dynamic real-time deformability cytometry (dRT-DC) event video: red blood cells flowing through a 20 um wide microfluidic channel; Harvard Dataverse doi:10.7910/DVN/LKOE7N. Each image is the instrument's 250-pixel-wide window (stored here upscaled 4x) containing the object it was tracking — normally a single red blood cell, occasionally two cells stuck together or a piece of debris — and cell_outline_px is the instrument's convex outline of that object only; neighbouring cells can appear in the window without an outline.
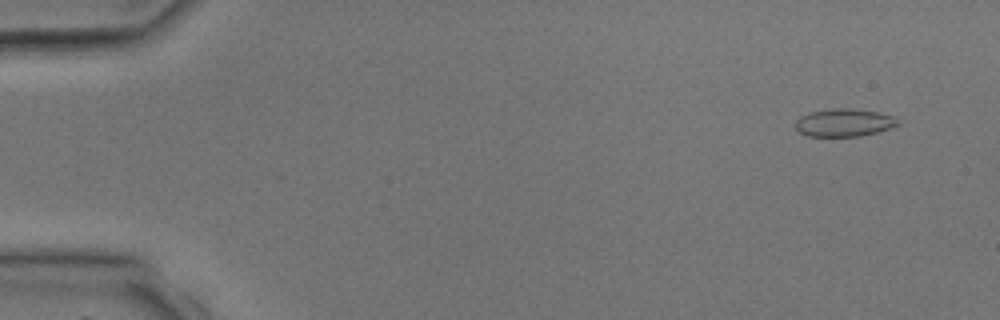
{"species": "common noctule bat (a hibernating species)", "species_latin": "Nyctalus noctula", "temperature_condition": "room temperature", "stored_images_in_passage": 3, "camera_frame_rate_fps": 3000, "um_per_image_px": 0.085, "animal": {"sex": "male", "body_mass_g": 17.9, "forearm_length_mm": 54.2}, "frame": {"image": 1, "passage_image": 1, "time_ms": 0.0, "image_size_px": [1000, 320], "cell_outline_px": [[900, 124], [892, 128], [860, 136], [808, 136], [800, 132], [796, 128], [796, 120], [800, 116], [812, 112], [832, 108], [848, 108], [876, 112], [892, 116], [900, 120]], "centroid_in_image_um": [71.77, 10.43], "position_along_channel_um": 13.2, "area_um2": 16.47}}
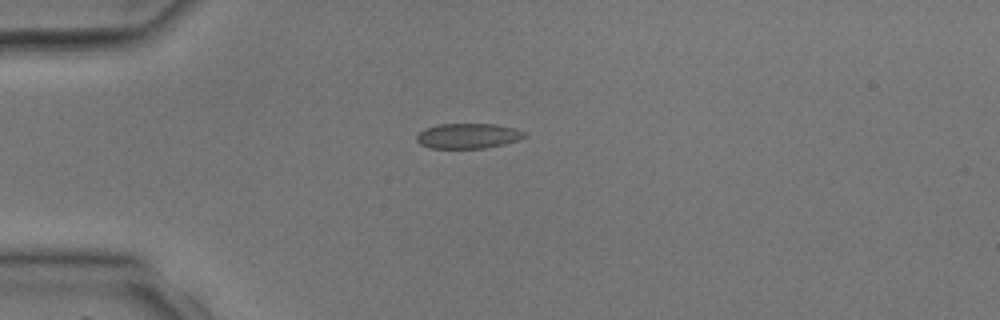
{"frame": {"image": 2, "passage_image": 3, "time_ms": 2.667, "image_size_px": [1000, 320], "cell_outline_px": [[528, 136], [504, 144], [484, 148], [428, 148], [420, 144], [416, 140], [416, 136], [424, 128], [436, 124], [496, 124], [516, 128], [524, 132]], "centroid_in_image_um": [39.76, 11.54], "position_along_channel_um": 45.2, "area_um2": 15.9}}